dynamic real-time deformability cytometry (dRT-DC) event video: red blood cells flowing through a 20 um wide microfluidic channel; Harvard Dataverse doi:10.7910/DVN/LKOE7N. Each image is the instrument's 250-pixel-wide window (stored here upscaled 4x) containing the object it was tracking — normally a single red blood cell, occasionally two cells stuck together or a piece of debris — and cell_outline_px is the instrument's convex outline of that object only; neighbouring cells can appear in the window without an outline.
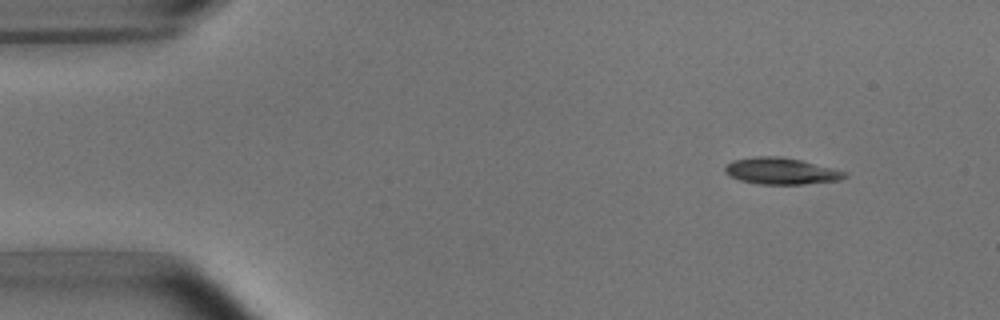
{"species": "common noctule bat (a hibernating species)", "species_latin": "Nyctalus noctula", "temperature_condition": "room temperature", "stored_images_in_passage": 4, "camera_frame_rate_fps": 3000, "um_per_image_px": 0.085, "animal": {"sex": "male", "body_mass_g": 15.6}, "frame": {"image": 1, "passage_image": 2, "time_ms": 1.0, "image_size_px": [1000, 320], "cell_outline_px": [[848, 176], [840, 180], [804, 184], [760, 184], [740, 180], [728, 176], [724, 172], [724, 168], [732, 160], [756, 156], [780, 156], [800, 160], [844, 172]], "centroid_in_image_um": [66.32, 14.54], "position_along_channel_um": 18.7, "area_um2": 18.32}}